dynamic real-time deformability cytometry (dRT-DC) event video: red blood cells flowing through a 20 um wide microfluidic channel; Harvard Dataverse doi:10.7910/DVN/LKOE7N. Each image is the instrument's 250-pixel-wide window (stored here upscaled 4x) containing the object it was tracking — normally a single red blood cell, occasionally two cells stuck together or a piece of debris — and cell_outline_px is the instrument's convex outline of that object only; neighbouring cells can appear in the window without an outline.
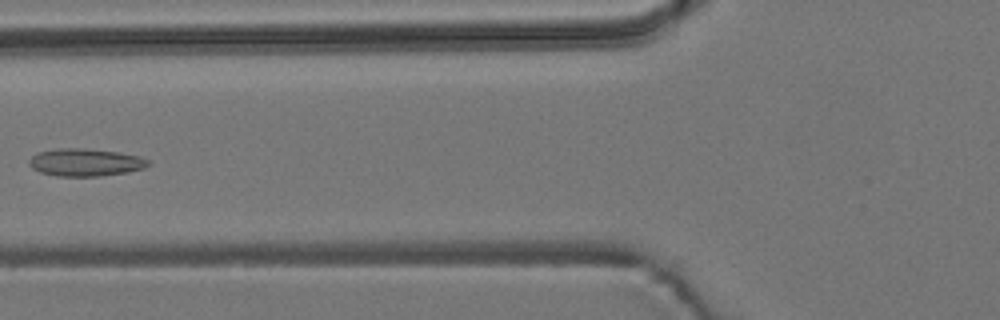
{"species": "common noctule bat (a hibernating species)", "species_latin": "Nyctalus noctula", "temperature_condition": "room temperature", "stored_images_in_passage": 10, "camera_frame_rate_fps": 3000, "um_per_image_px": 0.085, "animal": {"sex": "male", "body_mass_g": 19.2, "forearm_length_mm": 51.8}, "frame": {"image": 1, "passage_image": 6, "time_ms": 1.667, "image_size_px": [1000, 320], "cell_outline_px": [[148, 164], [144, 168], [128, 172], [100, 176], [56, 176], [40, 172], [32, 168], [28, 164], [28, 160], [36, 152], [56, 148], [84, 148], [120, 152], [140, 156], [148, 160]], "centroid_in_image_um": [7.22, 13.79], "position_along_channel_um": 118.6, "area_um2": 19.31}}
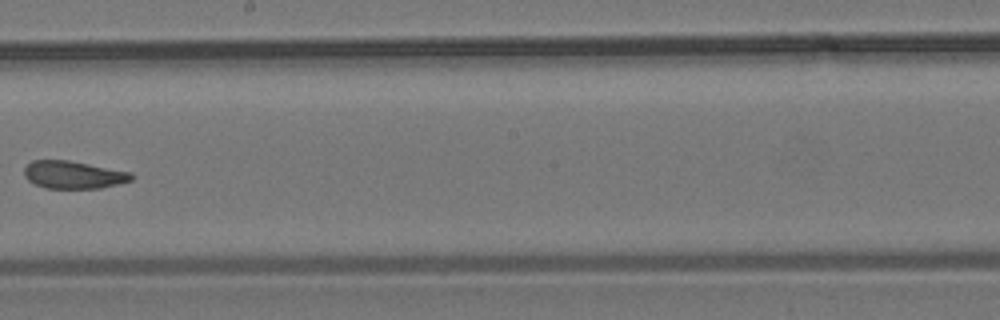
{"frame": {"image": 2, "passage_image": 9, "time_ms": 2.667, "image_size_px": [1000, 320], "cell_outline_px": [[132, 180], [100, 188], [44, 188], [28, 180], [24, 176], [24, 168], [32, 160], [68, 160], [132, 172]], "centroid_in_image_um": [6.22, 14.85], "position_along_channel_um": 242.0, "area_um2": 17.17}}
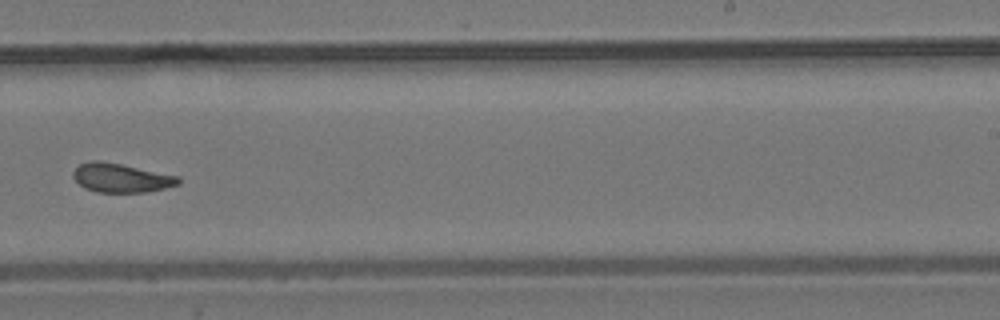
{"frame": {"image": 3, "passage_image": 10, "time_ms": 3.0, "image_size_px": [1000, 320], "cell_outline_px": [[180, 184], [164, 188], [144, 192], [96, 192], [84, 188], [72, 176], [72, 172], [80, 164], [88, 160], [100, 160], [180, 176]], "centroid_in_image_um": [10.28, 15.11], "position_along_channel_um": 278.7, "area_um2": 17.74}}